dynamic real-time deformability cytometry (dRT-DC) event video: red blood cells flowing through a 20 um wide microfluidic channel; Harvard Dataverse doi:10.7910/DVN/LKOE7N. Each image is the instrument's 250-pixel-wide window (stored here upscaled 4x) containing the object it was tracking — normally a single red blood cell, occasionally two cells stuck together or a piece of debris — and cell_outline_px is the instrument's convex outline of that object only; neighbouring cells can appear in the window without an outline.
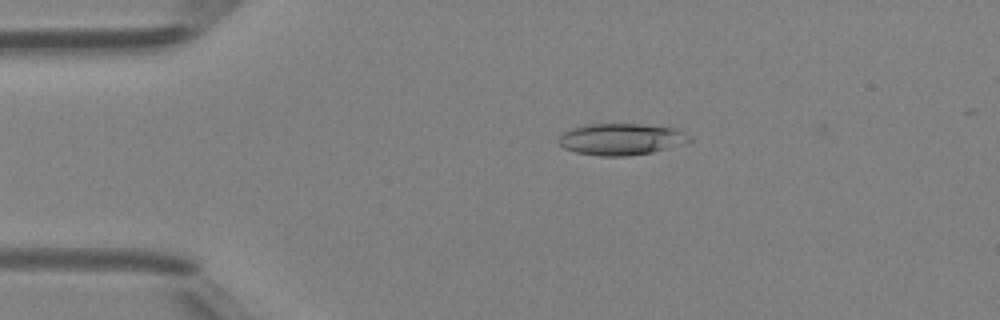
{"species": "Egyptian fruit bat (a non-hibernating species)", "species_latin": "Rousettus aegyptiacus", "temperature_condition": "room temperature", "stored_images_in_passage": 5, "camera_frame_rate_fps": 3000, "um_per_image_px": 0.085, "animal": {"sex": "female"}, "frame": {"image": 1, "passage_image": 3, "time_ms": 2.333, "image_size_px": [1000, 320], "cell_outline_px": [[692, 140], [652, 152], [628, 156], [600, 156], [576, 152], [564, 148], [556, 140], [564, 132], [572, 128], [588, 124], [640, 124], [676, 128], [692, 136]], "centroid_in_image_um": [52.78, 11.83], "position_along_channel_um": 32.2, "area_um2": 23.93}}